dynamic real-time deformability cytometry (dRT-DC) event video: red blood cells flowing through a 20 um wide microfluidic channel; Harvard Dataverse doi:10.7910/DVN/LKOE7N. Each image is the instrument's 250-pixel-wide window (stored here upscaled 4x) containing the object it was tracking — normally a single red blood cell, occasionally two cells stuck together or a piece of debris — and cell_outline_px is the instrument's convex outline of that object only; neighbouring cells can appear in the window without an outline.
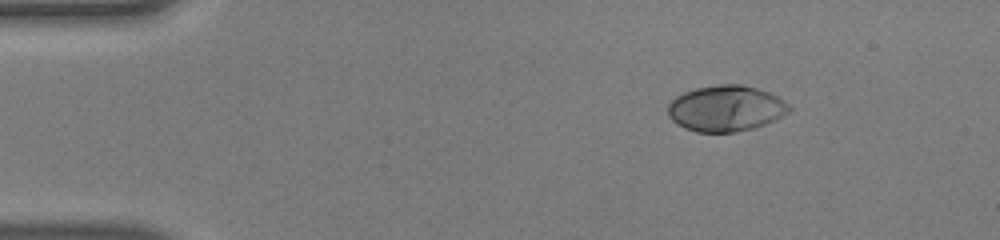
{"species": "human", "species_latin": "Homo sapiens", "temperature_condition": "warm", "stored_images_in_passage": 44, "camera_frame_rate_fps": 3000, "um_per_image_px": 0.085, "donor": {"sex": "male"}, "frame": {"image": 1, "passage_image": 1, "time_ms": 0.0, "image_size_px": [1000, 240], "cell_outline_px": [[792, 108], [788, 112], [764, 124], [752, 128], [736, 132], [696, 132], [684, 128], [676, 124], [668, 116], [668, 104], [676, 96], [684, 92], [696, 88], [720, 84], [740, 84], [756, 88], [768, 92], [776, 96], [788, 104]], "centroid_in_image_um": [61.65, 9.22], "position_along_channel_um": 23.3, "area_um2": 32.25}}
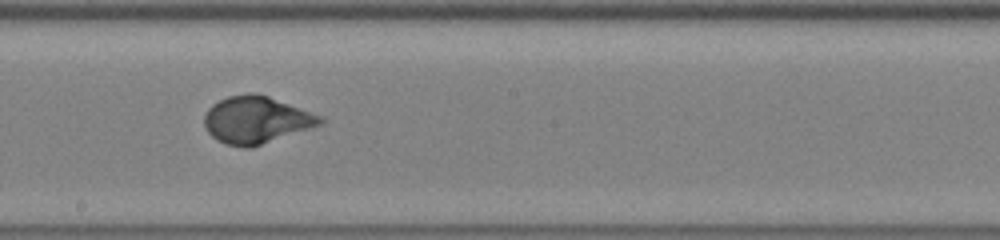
{"frame": {"image": 2, "passage_image": 22, "time_ms": 7.0, "image_size_px": [1000, 240], "cell_outline_px": [[324, 124], [252, 148], [244, 148], [228, 144], [216, 140], [204, 128], [204, 116], [208, 108], [212, 104], [228, 96], [248, 92], [256, 92], [268, 96], [324, 116]], "centroid_in_image_um": [21.8, 10.19], "position_along_channel_um": 226.4, "area_um2": 32.31}}
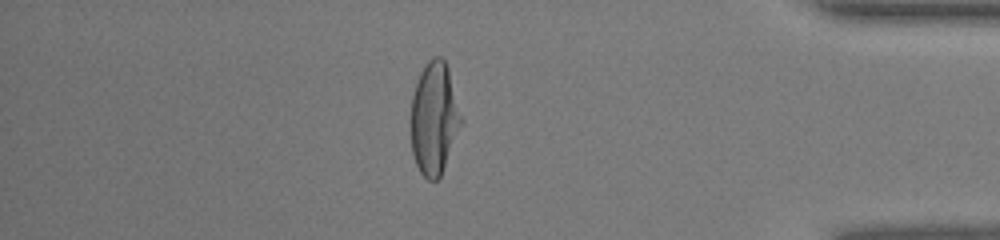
{"frame": {"image": 3, "passage_image": 37, "time_ms": 12.0, "image_size_px": [1000, 240], "cell_outline_px": [[464, 120], [440, 176], [436, 180], [428, 180], [420, 172], [412, 156], [412, 96], [420, 72], [428, 60], [432, 56], [440, 56], [444, 60], [448, 68]], "centroid_in_image_um": [36.93, 10.05], "position_along_channel_um": 398.3, "area_um2": 32.89}, "authors_computed_cell_mechanics": {"area_um2": 31.7322, "velocity_mm_per_s": 4.116, "shape_relaxation_time_tau1_ms": 3.3923, "shape_relaxation_time_tau2_ms": null, "deformation_change_tau1": 0.2438, "deformation_change_tau2": null}}